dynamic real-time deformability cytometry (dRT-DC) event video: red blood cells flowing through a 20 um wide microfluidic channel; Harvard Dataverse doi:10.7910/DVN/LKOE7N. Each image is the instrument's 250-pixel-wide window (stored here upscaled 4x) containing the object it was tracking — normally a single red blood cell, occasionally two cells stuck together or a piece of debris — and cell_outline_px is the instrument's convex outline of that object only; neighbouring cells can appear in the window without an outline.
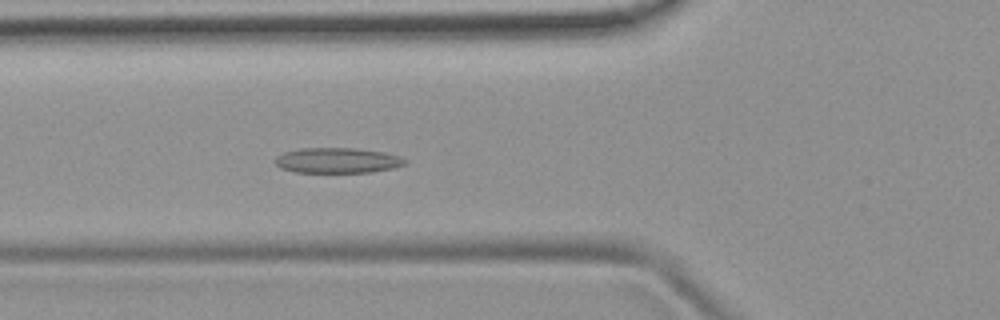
{"species": "common noctule bat (a hibernating species)", "species_latin": "Nyctalus noctula", "temperature_condition": "room temperature", "stored_images_in_passage": 49, "camera_frame_rate_fps": 3000, "um_per_image_px": 0.085, "animal": {"sex": "female", "body_mass_g": 19.9}, "frame": {"image": 1, "passage_image": 18, "time_ms": 5.667, "image_size_px": [1000, 320], "cell_outline_px": [[408, 160], [404, 164], [392, 168], [372, 172], [296, 172], [280, 168], [276, 164], [276, 156], [284, 152], [300, 148], [352, 148], [384, 152]], "centroid_in_image_um": [28.65, 13.63], "position_along_channel_um": 97.2, "area_um2": 18.96}}
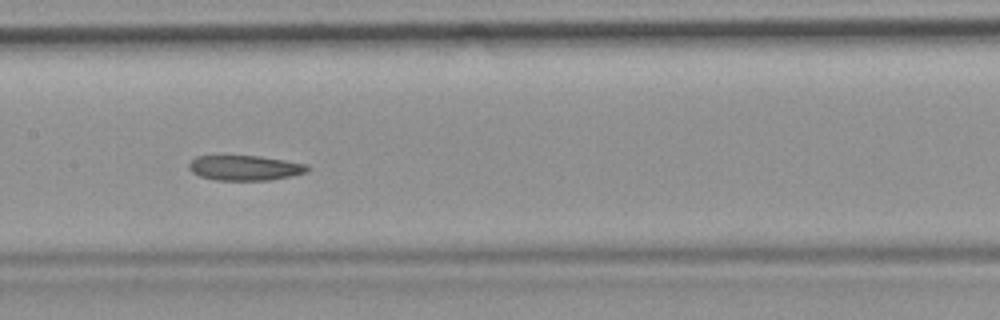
{"frame": {"image": 2, "passage_image": 25, "time_ms": 8.0, "image_size_px": [1000, 320], "cell_outline_px": [[312, 168], [308, 172], [292, 176], [268, 180], [216, 180], [200, 176], [192, 172], [188, 168], [188, 164], [196, 156], [260, 156], [308, 164]], "centroid_in_image_um": [20.86, 14.27], "position_along_channel_um": 186.5, "area_um2": 17.4}}
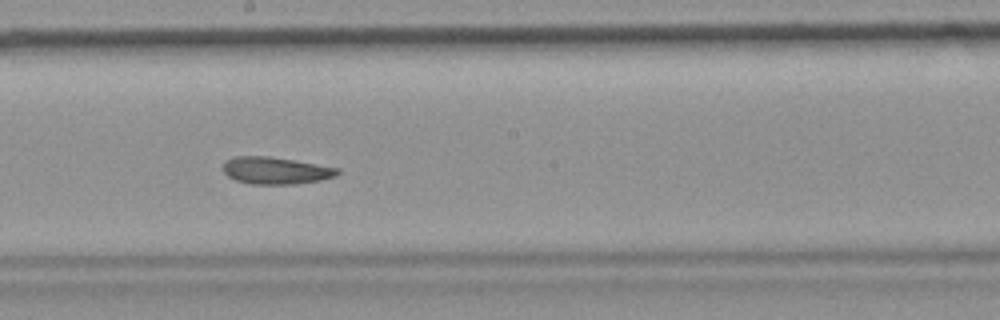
{"frame": {"image": 3, "passage_image": 28, "time_ms": 9.0, "image_size_px": [1000, 320], "cell_outline_px": [[340, 172], [336, 176], [320, 180], [296, 184], [252, 184], [236, 180], [228, 176], [224, 172], [224, 164], [232, 156], [268, 156], [340, 168]], "centroid_in_image_um": [23.45, 14.5], "position_along_channel_um": 224.7, "area_um2": 17.92}, "authors_computed_cell_mechanics": {"area_um2": 18.207, "velocity_mm_per_s": 3.8372, "shape_relaxation_time_tau1_ms": null, "shape_relaxation_time_tau2_ms": 2.9794, "deformation_change_tau1": null, "deformation_change_tau2": 0.0906}}